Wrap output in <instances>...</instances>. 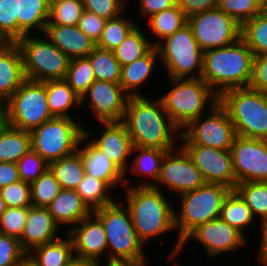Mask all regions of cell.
Segmentation results:
<instances>
[{"label":"cell","instance_id":"obj_1","mask_svg":"<svg viewBox=\"0 0 267 266\" xmlns=\"http://www.w3.org/2000/svg\"><path fill=\"white\" fill-rule=\"evenodd\" d=\"M150 99L145 95L129 97L123 122L133 145L171 151L177 148L174 141L180 138L181 130L169 118L161 100Z\"/></svg>","mask_w":267,"mask_h":266},{"label":"cell","instance_id":"obj_2","mask_svg":"<svg viewBox=\"0 0 267 266\" xmlns=\"http://www.w3.org/2000/svg\"><path fill=\"white\" fill-rule=\"evenodd\" d=\"M124 191V205L130 211L136 234L144 246L154 237L176 229L174 207L160 189L135 186L124 179Z\"/></svg>","mask_w":267,"mask_h":266},{"label":"cell","instance_id":"obj_3","mask_svg":"<svg viewBox=\"0 0 267 266\" xmlns=\"http://www.w3.org/2000/svg\"><path fill=\"white\" fill-rule=\"evenodd\" d=\"M254 54L240 38L225 48L203 53L201 78L220 96L223 92L248 87Z\"/></svg>","mask_w":267,"mask_h":266},{"label":"cell","instance_id":"obj_4","mask_svg":"<svg viewBox=\"0 0 267 266\" xmlns=\"http://www.w3.org/2000/svg\"><path fill=\"white\" fill-rule=\"evenodd\" d=\"M230 191L221 184L205 183L196 190L178 196L181 197L180 212L177 214L175 211L178 236L167 260H175L180 254L182 241L198 225L220 217L223 201Z\"/></svg>","mask_w":267,"mask_h":266},{"label":"cell","instance_id":"obj_5","mask_svg":"<svg viewBox=\"0 0 267 266\" xmlns=\"http://www.w3.org/2000/svg\"><path fill=\"white\" fill-rule=\"evenodd\" d=\"M173 88L159 99L172 122L183 130L219 102V96L202 78H170ZM209 105V107L207 106Z\"/></svg>","mask_w":267,"mask_h":266},{"label":"cell","instance_id":"obj_6","mask_svg":"<svg viewBox=\"0 0 267 266\" xmlns=\"http://www.w3.org/2000/svg\"><path fill=\"white\" fill-rule=\"evenodd\" d=\"M219 103L226 109L236 135L267 140V94L249 87L223 92Z\"/></svg>","mask_w":267,"mask_h":266},{"label":"cell","instance_id":"obj_7","mask_svg":"<svg viewBox=\"0 0 267 266\" xmlns=\"http://www.w3.org/2000/svg\"><path fill=\"white\" fill-rule=\"evenodd\" d=\"M114 201L92 211L101 221L107 239V254L110 260L145 258L144 244L139 240L128 207Z\"/></svg>","mask_w":267,"mask_h":266},{"label":"cell","instance_id":"obj_8","mask_svg":"<svg viewBox=\"0 0 267 266\" xmlns=\"http://www.w3.org/2000/svg\"><path fill=\"white\" fill-rule=\"evenodd\" d=\"M31 35L16 42L22 54L25 78L38 82L64 79L71 59L46 36Z\"/></svg>","mask_w":267,"mask_h":266},{"label":"cell","instance_id":"obj_9","mask_svg":"<svg viewBox=\"0 0 267 266\" xmlns=\"http://www.w3.org/2000/svg\"><path fill=\"white\" fill-rule=\"evenodd\" d=\"M156 48L170 78H201L204 51L198 46L188 23Z\"/></svg>","mask_w":267,"mask_h":266},{"label":"cell","instance_id":"obj_10","mask_svg":"<svg viewBox=\"0 0 267 266\" xmlns=\"http://www.w3.org/2000/svg\"><path fill=\"white\" fill-rule=\"evenodd\" d=\"M31 149L48 164L74 153L84 135V127L74 118L53 117L32 129Z\"/></svg>","mask_w":267,"mask_h":266},{"label":"cell","instance_id":"obj_11","mask_svg":"<svg viewBox=\"0 0 267 266\" xmlns=\"http://www.w3.org/2000/svg\"><path fill=\"white\" fill-rule=\"evenodd\" d=\"M8 125L25 131L53 118L47 103L46 84L26 79L5 102Z\"/></svg>","mask_w":267,"mask_h":266},{"label":"cell","instance_id":"obj_12","mask_svg":"<svg viewBox=\"0 0 267 266\" xmlns=\"http://www.w3.org/2000/svg\"><path fill=\"white\" fill-rule=\"evenodd\" d=\"M208 112L206 118L201 115L181 130L178 140L182 145L231 150L236 132L226 109L218 102Z\"/></svg>","mask_w":267,"mask_h":266},{"label":"cell","instance_id":"obj_13","mask_svg":"<svg viewBox=\"0 0 267 266\" xmlns=\"http://www.w3.org/2000/svg\"><path fill=\"white\" fill-rule=\"evenodd\" d=\"M187 23L203 50L225 48L241 38V26L219 7L193 14Z\"/></svg>","mask_w":267,"mask_h":266},{"label":"cell","instance_id":"obj_14","mask_svg":"<svg viewBox=\"0 0 267 266\" xmlns=\"http://www.w3.org/2000/svg\"><path fill=\"white\" fill-rule=\"evenodd\" d=\"M157 183L153 186L156 189H160L159 184H162L171 192L174 191L172 193L182 195L198 189L206 182L201 171L179 145L165 154Z\"/></svg>","mask_w":267,"mask_h":266},{"label":"cell","instance_id":"obj_15","mask_svg":"<svg viewBox=\"0 0 267 266\" xmlns=\"http://www.w3.org/2000/svg\"><path fill=\"white\" fill-rule=\"evenodd\" d=\"M230 151L236 185L250 181H267V140L236 135Z\"/></svg>","mask_w":267,"mask_h":266},{"label":"cell","instance_id":"obj_16","mask_svg":"<svg viewBox=\"0 0 267 266\" xmlns=\"http://www.w3.org/2000/svg\"><path fill=\"white\" fill-rule=\"evenodd\" d=\"M191 239H196L195 241L206 249L209 256L208 261L211 257L221 256L223 253L236 252L247 245L246 241H248L239 231L220 217L198 225L192 230L182 241L180 253Z\"/></svg>","mask_w":267,"mask_h":266},{"label":"cell","instance_id":"obj_17","mask_svg":"<svg viewBox=\"0 0 267 266\" xmlns=\"http://www.w3.org/2000/svg\"><path fill=\"white\" fill-rule=\"evenodd\" d=\"M201 171L206 183L221 184L234 190L236 177L230 150H221L201 145L181 146Z\"/></svg>","mask_w":267,"mask_h":266},{"label":"cell","instance_id":"obj_18","mask_svg":"<svg viewBox=\"0 0 267 266\" xmlns=\"http://www.w3.org/2000/svg\"><path fill=\"white\" fill-rule=\"evenodd\" d=\"M128 98L119 83L95 80L81 97V105L87 99L98 122L123 121Z\"/></svg>","mask_w":267,"mask_h":266},{"label":"cell","instance_id":"obj_19","mask_svg":"<svg viewBox=\"0 0 267 266\" xmlns=\"http://www.w3.org/2000/svg\"><path fill=\"white\" fill-rule=\"evenodd\" d=\"M73 243L76 257L90 259L101 264L107 253V239L101 221L91 213L67 231Z\"/></svg>","mask_w":267,"mask_h":266},{"label":"cell","instance_id":"obj_20","mask_svg":"<svg viewBox=\"0 0 267 266\" xmlns=\"http://www.w3.org/2000/svg\"><path fill=\"white\" fill-rule=\"evenodd\" d=\"M104 126L99 138L90 141L123 173L124 179L128 171V158L132 152L133 143L128 129L123 121L99 122Z\"/></svg>","mask_w":267,"mask_h":266},{"label":"cell","instance_id":"obj_21","mask_svg":"<svg viewBox=\"0 0 267 266\" xmlns=\"http://www.w3.org/2000/svg\"><path fill=\"white\" fill-rule=\"evenodd\" d=\"M60 227L46 207L31 206L28 210L26 225L19 240L22 250L28 254L34 248L52 242L60 236Z\"/></svg>","mask_w":267,"mask_h":266},{"label":"cell","instance_id":"obj_22","mask_svg":"<svg viewBox=\"0 0 267 266\" xmlns=\"http://www.w3.org/2000/svg\"><path fill=\"white\" fill-rule=\"evenodd\" d=\"M91 135L89 129L86 130L84 128V135L77 149L82 156L86 174L105 181L113 189L115 186L120 185L119 183L124 188V173L91 142H87L86 145L82 144L85 140L89 141L88 139H91ZM80 144L83 145L82 148Z\"/></svg>","mask_w":267,"mask_h":266},{"label":"cell","instance_id":"obj_23","mask_svg":"<svg viewBox=\"0 0 267 266\" xmlns=\"http://www.w3.org/2000/svg\"><path fill=\"white\" fill-rule=\"evenodd\" d=\"M43 36L70 59L87 57L96 47V43L77 25H46Z\"/></svg>","mask_w":267,"mask_h":266},{"label":"cell","instance_id":"obj_24","mask_svg":"<svg viewBox=\"0 0 267 266\" xmlns=\"http://www.w3.org/2000/svg\"><path fill=\"white\" fill-rule=\"evenodd\" d=\"M26 80L16 43H0V102L5 103Z\"/></svg>","mask_w":267,"mask_h":266},{"label":"cell","instance_id":"obj_25","mask_svg":"<svg viewBox=\"0 0 267 266\" xmlns=\"http://www.w3.org/2000/svg\"><path fill=\"white\" fill-rule=\"evenodd\" d=\"M47 209L60 227L61 225L75 226L92 213L77 192L68 189H62Z\"/></svg>","mask_w":267,"mask_h":266},{"label":"cell","instance_id":"obj_26","mask_svg":"<svg viewBox=\"0 0 267 266\" xmlns=\"http://www.w3.org/2000/svg\"><path fill=\"white\" fill-rule=\"evenodd\" d=\"M158 59V50L156 47H153L146 55L126 66H122L119 84L129 97L143 96L140 92V87L150 79L149 77L153 73L152 71H154Z\"/></svg>","mask_w":267,"mask_h":266},{"label":"cell","instance_id":"obj_27","mask_svg":"<svg viewBox=\"0 0 267 266\" xmlns=\"http://www.w3.org/2000/svg\"><path fill=\"white\" fill-rule=\"evenodd\" d=\"M136 152L137 156L135 155V159L130 164L131 168L129 170H131L132 174H138L142 178L145 177L143 178L145 181L139 183L141 185L137 184L136 186H154L161 172L162 161L168 151L159 148L133 145L131 155L133 156V153ZM147 177H150V180Z\"/></svg>","mask_w":267,"mask_h":266},{"label":"cell","instance_id":"obj_28","mask_svg":"<svg viewBox=\"0 0 267 266\" xmlns=\"http://www.w3.org/2000/svg\"><path fill=\"white\" fill-rule=\"evenodd\" d=\"M74 256L73 243L68 234L65 238L42 244L27 254L36 266H66Z\"/></svg>","mask_w":267,"mask_h":266},{"label":"cell","instance_id":"obj_29","mask_svg":"<svg viewBox=\"0 0 267 266\" xmlns=\"http://www.w3.org/2000/svg\"><path fill=\"white\" fill-rule=\"evenodd\" d=\"M17 15L19 40L29 35L30 31L37 30L41 34L44 33L49 20V7L46 0H18Z\"/></svg>","mask_w":267,"mask_h":266},{"label":"cell","instance_id":"obj_30","mask_svg":"<svg viewBox=\"0 0 267 266\" xmlns=\"http://www.w3.org/2000/svg\"><path fill=\"white\" fill-rule=\"evenodd\" d=\"M46 95L50 113L53 117L70 116V109L81 106V98L72 90L64 79L47 80Z\"/></svg>","mask_w":267,"mask_h":266},{"label":"cell","instance_id":"obj_31","mask_svg":"<svg viewBox=\"0 0 267 266\" xmlns=\"http://www.w3.org/2000/svg\"><path fill=\"white\" fill-rule=\"evenodd\" d=\"M62 189L75 190L86 174L82 156L78 150L48 164Z\"/></svg>","mask_w":267,"mask_h":266},{"label":"cell","instance_id":"obj_32","mask_svg":"<svg viewBox=\"0 0 267 266\" xmlns=\"http://www.w3.org/2000/svg\"><path fill=\"white\" fill-rule=\"evenodd\" d=\"M30 150V131L7 125L0 133V162L17 163Z\"/></svg>","mask_w":267,"mask_h":266},{"label":"cell","instance_id":"obj_33","mask_svg":"<svg viewBox=\"0 0 267 266\" xmlns=\"http://www.w3.org/2000/svg\"><path fill=\"white\" fill-rule=\"evenodd\" d=\"M220 218L230 226H233L246 238L247 236L244 235L246 227L248 228L252 225L256 219L246 202L235 190H231L225 197Z\"/></svg>","mask_w":267,"mask_h":266},{"label":"cell","instance_id":"obj_34","mask_svg":"<svg viewBox=\"0 0 267 266\" xmlns=\"http://www.w3.org/2000/svg\"><path fill=\"white\" fill-rule=\"evenodd\" d=\"M188 17L176 4L149 17L147 20L149 29L158 40L153 44L156 47L166 37L171 36L175 31L187 24Z\"/></svg>","mask_w":267,"mask_h":266},{"label":"cell","instance_id":"obj_35","mask_svg":"<svg viewBox=\"0 0 267 266\" xmlns=\"http://www.w3.org/2000/svg\"><path fill=\"white\" fill-rule=\"evenodd\" d=\"M145 32L136 26L113 51L121 66H126L146 55L154 46Z\"/></svg>","mask_w":267,"mask_h":266},{"label":"cell","instance_id":"obj_36","mask_svg":"<svg viewBox=\"0 0 267 266\" xmlns=\"http://www.w3.org/2000/svg\"><path fill=\"white\" fill-rule=\"evenodd\" d=\"M112 188L103 180L85 174L82 181L78 184L75 191L81 197L86 206L94 211L115 200L109 195Z\"/></svg>","mask_w":267,"mask_h":266},{"label":"cell","instance_id":"obj_37","mask_svg":"<svg viewBox=\"0 0 267 266\" xmlns=\"http://www.w3.org/2000/svg\"><path fill=\"white\" fill-rule=\"evenodd\" d=\"M92 64L96 80L120 83L122 66L114 51L95 47L87 56Z\"/></svg>","mask_w":267,"mask_h":266},{"label":"cell","instance_id":"obj_38","mask_svg":"<svg viewBox=\"0 0 267 266\" xmlns=\"http://www.w3.org/2000/svg\"><path fill=\"white\" fill-rule=\"evenodd\" d=\"M241 39L254 56L267 55V14L260 12L241 26Z\"/></svg>","mask_w":267,"mask_h":266},{"label":"cell","instance_id":"obj_39","mask_svg":"<svg viewBox=\"0 0 267 266\" xmlns=\"http://www.w3.org/2000/svg\"><path fill=\"white\" fill-rule=\"evenodd\" d=\"M64 80L80 98L83 97L96 80L89 58H72Z\"/></svg>","mask_w":267,"mask_h":266},{"label":"cell","instance_id":"obj_40","mask_svg":"<svg viewBox=\"0 0 267 266\" xmlns=\"http://www.w3.org/2000/svg\"><path fill=\"white\" fill-rule=\"evenodd\" d=\"M124 15L125 12L106 21L101 37L96 43L97 47L113 51L138 25L133 19L130 20Z\"/></svg>","mask_w":267,"mask_h":266},{"label":"cell","instance_id":"obj_41","mask_svg":"<svg viewBox=\"0 0 267 266\" xmlns=\"http://www.w3.org/2000/svg\"><path fill=\"white\" fill-rule=\"evenodd\" d=\"M246 202L255 218L267 215V181L238 183L234 189Z\"/></svg>","mask_w":267,"mask_h":266},{"label":"cell","instance_id":"obj_42","mask_svg":"<svg viewBox=\"0 0 267 266\" xmlns=\"http://www.w3.org/2000/svg\"><path fill=\"white\" fill-rule=\"evenodd\" d=\"M30 187L32 206L46 208L62 190L49 168L38 179L31 182Z\"/></svg>","mask_w":267,"mask_h":266},{"label":"cell","instance_id":"obj_43","mask_svg":"<svg viewBox=\"0 0 267 266\" xmlns=\"http://www.w3.org/2000/svg\"><path fill=\"white\" fill-rule=\"evenodd\" d=\"M18 0H0V41H18Z\"/></svg>","mask_w":267,"mask_h":266},{"label":"cell","instance_id":"obj_44","mask_svg":"<svg viewBox=\"0 0 267 266\" xmlns=\"http://www.w3.org/2000/svg\"><path fill=\"white\" fill-rule=\"evenodd\" d=\"M83 11L82 0H63L49 8L47 25H78Z\"/></svg>","mask_w":267,"mask_h":266},{"label":"cell","instance_id":"obj_45","mask_svg":"<svg viewBox=\"0 0 267 266\" xmlns=\"http://www.w3.org/2000/svg\"><path fill=\"white\" fill-rule=\"evenodd\" d=\"M218 7L242 26L245 22L262 12V1L220 0Z\"/></svg>","mask_w":267,"mask_h":266},{"label":"cell","instance_id":"obj_46","mask_svg":"<svg viewBox=\"0 0 267 266\" xmlns=\"http://www.w3.org/2000/svg\"><path fill=\"white\" fill-rule=\"evenodd\" d=\"M29 208L7 207L5 212L0 217V233L21 239L24 231Z\"/></svg>","mask_w":267,"mask_h":266},{"label":"cell","instance_id":"obj_47","mask_svg":"<svg viewBox=\"0 0 267 266\" xmlns=\"http://www.w3.org/2000/svg\"><path fill=\"white\" fill-rule=\"evenodd\" d=\"M0 194L7 207L29 208L32 206L30 183L18 180L8 186L0 188Z\"/></svg>","mask_w":267,"mask_h":266},{"label":"cell","instance_id":"obj_48","mask_svg":"<svg viewBox=\"0 0 267 266\" xmlns=\"http://www.w3.org/2000/svg\"><path fill=\"white\" fill-rule=\"evenodd\" d=\"M17 166L20 180L27 183L35 181L48 169V163L32 149L17 162Z\"/></svg>","mask_w":267,"mask_h":266},{"label":"cell","instance_id":"obj_49","mask_svg":"<svg viewBox=\"0 0 267 266\" xmlns=\"http://www.w3.org/2000/svg\"><path fill=\"white\" fill-rule=\"evenodd\" d=\"M26 257L17 238L0 233V266H18Z\"/></svg>","mask_w":267,"mask_h":266},{"label":"cell","instance_id":"obj_50","mask_svg":"<svg viewBox=\"0 0 267 266\" xmlns=\"http://www.w3.org/2000/svg\"><path fill=\"white\" fill-rule=\"evenodd\" d=\"M126 1L127 0H82V4L84 10L109 20L124 13V10H126Z\"/></svg>","mask_w":267,"mask_h":266},{"label":"cell","instance_id":"obj_51","mask_svg":"<svg viewBox=\"0 0 267 266\" xmlns=\"http://www.w3.org/2000/svg\"><path fill=\"white\" fill-rule=\"evenodd\" d=\"M106 21V19L84 10L77 26L91 40L97 43L101 37Z\"/></svg>","mask_w":267,"mask_h":266},{"label":"cell","instance_id":"obj_52","mask_svg":"<svg viewBox=\"0 0 267 266\" xmlns=\"http://www.w3.org/2000/svg\"><path fill=\"white\" fill-rule=\"evenodd\" d=\"M248 87L267 94V55L254 56Z\"/></svg>","mask_w":267,"mask_h":266},{"label":"cell","instance_id":"obj_53","mask_svg":"<svg viewBox=\"0 0 267 266\" xmlns=\"http://www.w3.org/2000/svg\"><path fill=\"white\" fill-rule=\"evenodd\" d=\"M219 3L220 0H177V5L187 17L217 8Z\"/></svg>","mask_w":267,"mask_h":266},{"label":"cell","instance_id":"obj_54","mask_svg":"<svg viewBox=\"0 0 267 266\" xmlns=\"http://www.w3.org/2000/svg\"><path fill=\"white\" fill-rule=\"evenodd\" d=\"M139 12L147 19L152 15L177 4V0H139Z\"/></svg>","mask_w":267,"mask_h":266},{"label":"cell","instance_id":"obj_55","mask_svg":"<svg viewBox=\"0 0 267 266\" xmlns=\"http://www.w3.org/2000/svg\"><path fill=\"white\" fill-rule=\"evenodd\" d=\"M20 180L17 163L0 162V188Z\"/></svg>","mask_w":267,"mask_h":266},{"label":"cell","instance_id":"obj_56","mask_svg":"<svg viewBox=\"0 0 267 266\" xmlns=\"http://www.w3.org/2000/svg\"><path fill=\"white\" fill-rule=\"evenodd\" d=\"M260 220L261 226L259 225V227L261 228V243L257 258L259 259L258 262L260 261L259 264L267 266V215L262 217Z\"/></svg>","mask_w":267,"mask_h":266},{"label":"cell","instance_id":"obj_57","mask_svg":"<svg viewBox=\"0 0 267 266\" xmlns=\"http://www.w3.org/2000/svg\"><path fill=\"white\" fill-rule=\"evenodd\" d=\"M146 258L106 261L105 266H147Z\"/></svg>","mask_w":267,"mask_h":266},{"label":"cell","instance_id":"obj_58","mask_svg":"<svg viewBox=\"0 0 267 266\" xmlns=\"http://www.w3.org/2000/svg\"><path fill=\"white\" fill-rule=\"evenodd\" d=\"M101 266L96 261L90 260V259H85V258H79L74 256L66 266Z\"/></svg>","mask_w":267,"mask_h":266},{"label":"cell","instance_id":"obj_59","mask_svg":"<svg viewBox=\"0 0 267 266\" xmlns=\"http://www.w3.org/2000/svg\"><path fill=\"white\" fill-rule=\"evenodd\" d=\"M8 125L5 103L0 102V133Z\"/></svg>","mask_w":267,"mask_h":266},{"label":"cell","instance_id":"obj_60","mask_svg":"<svg viewBox=\"0 0 267 266\" xmlns=\"http://www.w3.org/2000/svg\"><path fill=\"white\" fill-rule=\"evenodd\" d=\"M6 209H7L6 202L3 200L0 194V217L5 212Z\"/></svg>","mask_w":267,"mask_h":266},{"label":"cell","instance_id":"obj_61","mask_svg":"<svg viewBox=\"0 0 267 266\" xmlns=\"http://www.w3.org/2000/svg\"><path fill=\"white\" fill-rule=\"evenodd\" d=\"M18 266H36L31 259L26 257Z\"/></svg>","mask_w":267,"mask_h":266},{"label":"cell","instance_id":"obj_62","mask_svg":"<svg viewBox=\"0 0 267 266\" xmlns=\"http://www.w3.org/2000/svg\"><path fill=\"white\" fill-rule=\"evenodd\" d=\"M61 1H63V0H46V3H47V5H48V7L50 8V7L53 6L54 4L59 3V2H61Z\"/></svg>","mask_w":267,"mask_h":266},{"label":"cell","instance_id":"obj_63","mask_svg":"<svg viewBox=\"0 0 267 266\" xmlns=\"http://www.w3.org/2000/svg\"><path fill=\"white\" fill-rule=\"evenodd\" d=\"M262 12H263L264 14H267V0H264V1L262 2Z\"/></svg>","mask_w":267,"mask_h":266}]
</instances>
